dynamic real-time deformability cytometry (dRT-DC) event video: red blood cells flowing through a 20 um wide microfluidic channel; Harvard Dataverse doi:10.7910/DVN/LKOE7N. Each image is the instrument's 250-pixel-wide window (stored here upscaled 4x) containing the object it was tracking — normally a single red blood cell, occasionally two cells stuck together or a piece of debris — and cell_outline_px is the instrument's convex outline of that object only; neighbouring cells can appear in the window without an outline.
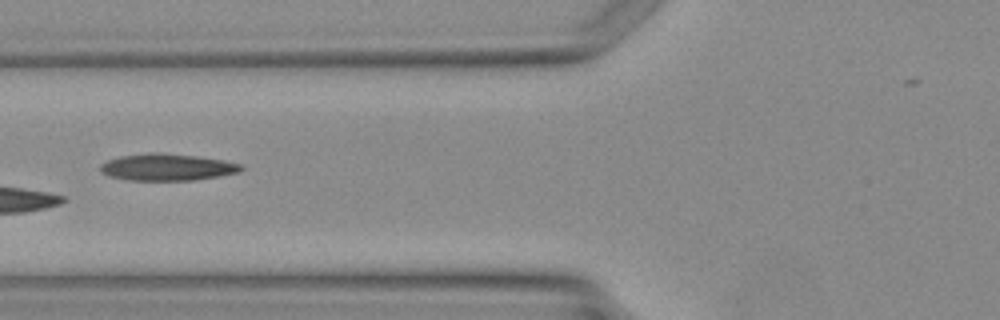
{"species": "Egyptian fruit bat (a non-hibernating species)", "species_latin": "Rousettus aegyptiacus", "temperature_condition": "warm", "stored_images_in_passage": 2, "camera_frame_rate_fps": 3000, "um_per_image_px": 0.085, "animal": {"sex": "female"}, "frame": {"image": 1, "passage_image": 2, "time_ms": 1.0, "image_size_px": [1000, 320], "cell_outline_px": [[244, 168], [236, 172], [220, 176], [192, 180], [128, 180], [108, 176], [100, 172], [100, 164], [108, 160], [120, 156], [152, 152], [156, 152], [196, 156], [220, 160], [240, 164]], "centroid_in_image_um": [14.14, 14.21], "position_along_channel_um": 111.7, "area_um2": 21.79}}